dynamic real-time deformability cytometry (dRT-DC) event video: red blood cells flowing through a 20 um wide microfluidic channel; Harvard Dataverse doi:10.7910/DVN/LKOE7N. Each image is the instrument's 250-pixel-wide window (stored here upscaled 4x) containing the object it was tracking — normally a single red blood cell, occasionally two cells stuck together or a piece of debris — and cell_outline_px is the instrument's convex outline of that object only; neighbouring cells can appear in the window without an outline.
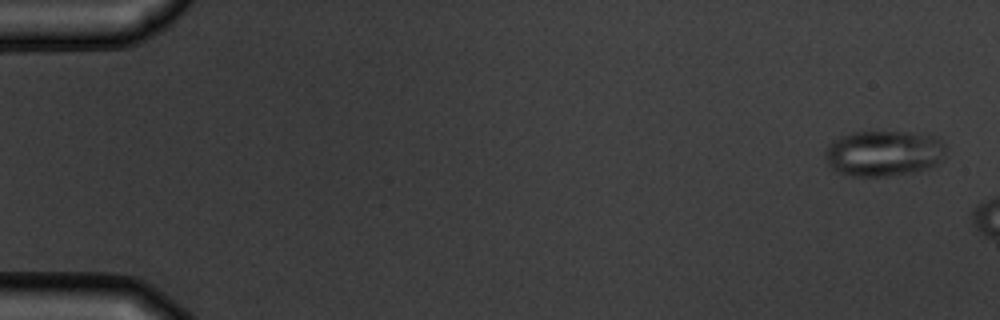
{"species": "common noctule bat (a hibernating species)", "species_latin": "Nyctalus noctula", "temperature_condition": "warm", "stored_images_in_passage": 3, "camera_frame_rate_fps": 3000, "um_per_image_px": 0.085, "animal": {"sex": "male", "body_mass_g": 19.5, "forearm_length_mm": 54.6}, "frame": {"image": 1, "passage_image": 1, "time_ms": 0.0, "image_size_px": [1000, 320], "cell_outline_px": [[944, 152], [940, 160], [936, 164], [920, 172], [888, 176], [852, 176], [840, 172], [832, 168], [828, 164], [824, 156], [824, 152], [828, 144], [840, 136], [852, 132], [904, 132], [940, 136], [944, 144]], "centroid_in_image_um": [75.11, 13.03], "position_along_channel_um": 9.9, "area_um2": 32.43}}